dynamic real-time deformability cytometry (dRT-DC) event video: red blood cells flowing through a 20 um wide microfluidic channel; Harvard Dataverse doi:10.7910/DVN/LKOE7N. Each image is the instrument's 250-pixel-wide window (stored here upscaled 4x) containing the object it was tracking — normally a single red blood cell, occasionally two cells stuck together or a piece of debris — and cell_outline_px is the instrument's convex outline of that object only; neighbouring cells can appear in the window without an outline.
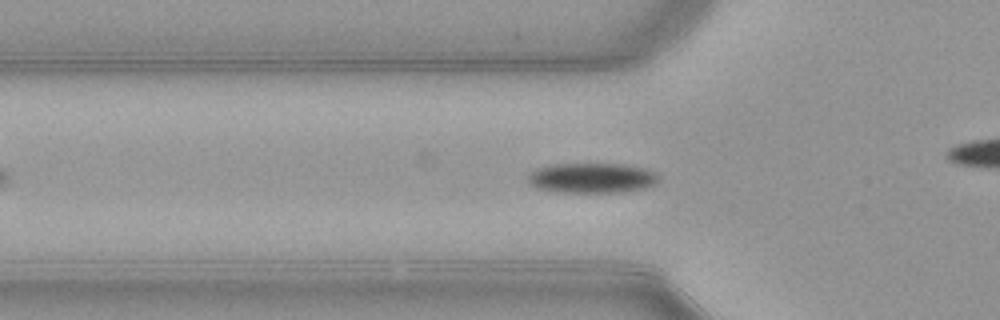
{"species": "common noctule bat (a hibernating species)", "species_latin": "Nyctalus noctula", "temperature_condition": "warm", "stored_images_in_passage": 49, "camera_frame_rate_fps": 3000, "um_per_image_px": 0.085, "animal": {"sex": "female", "body_mass_g": 21.9}, "frame": {"image": 1, "passage_image": 13, "time_ms": 4.0, "image_size_px": [1000, 320], "cell_outline_px": [[656, 184], [648, 188], [624, 192], [552, 192], [536, 188], [528, 184], [528, 176], [536, 168], [556, 164], [624, 164], [644, 168], [656, 172]], "centroid_in_image_um": [50.3, 15.14], "position_along_channel_um": 75.5, "area_um2": 23.06}}
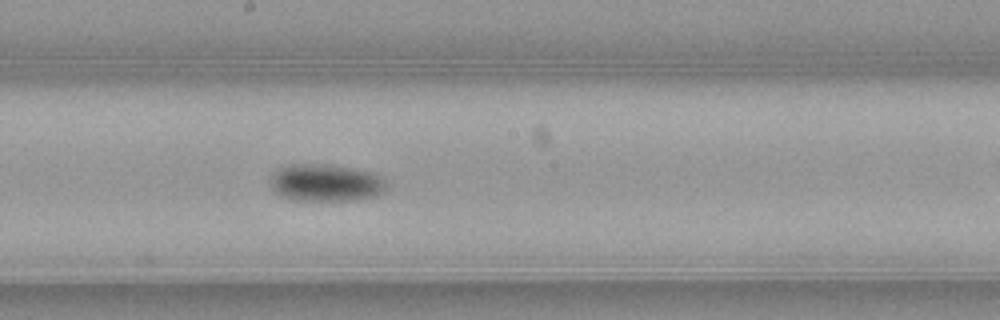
{"frame": {"image": 2, "passage_image": 24, "time_ms": 7.667, "image_size_px": [1000, 320], "cell_outline_px": [[388, 188], [384, 192], [372, 196], [356, 200], [288, 200], [280, 196], [272, 188], [268, 180], [272, 172], [288, 164], [324, 164], [352, 168], [372, 172], [380, 176], [388, 184]], "centroid_in_image_um": [27.65, 15.53], "position_along_channel_um": 220.5, "area_um2": 25.55}}
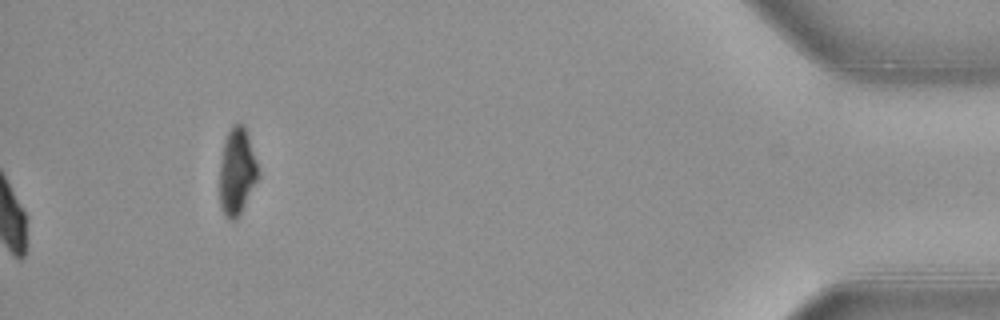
{"frame": {"image": 3, "passage_image": 49, "time_ms": 16.0, "image_size_px": [1000, 320], "cell_outline_px": [[260, 176], [240, 216], [236, 220], [228, 220], [224, 216], [220, 204], [220, 160], [224, 140], [228, 132], [236, 124], [244, 124], [256, 160]], "centroid_in_image_um": [20.15, 14.65], "position_along_channel_um": 415.1, "area_um2": 19.71}, "authors_computed_cell_mechanics": {"area_um2": 22.1952, "velocity_mm_per_s": 3.9176, "shape_relaxation_time_tau1_ms": 2.5872, "shape_relaxation_time_tau2_ms": null, "deformation_change_tau1": 0.1217, "deformation_change_tau2": null}}